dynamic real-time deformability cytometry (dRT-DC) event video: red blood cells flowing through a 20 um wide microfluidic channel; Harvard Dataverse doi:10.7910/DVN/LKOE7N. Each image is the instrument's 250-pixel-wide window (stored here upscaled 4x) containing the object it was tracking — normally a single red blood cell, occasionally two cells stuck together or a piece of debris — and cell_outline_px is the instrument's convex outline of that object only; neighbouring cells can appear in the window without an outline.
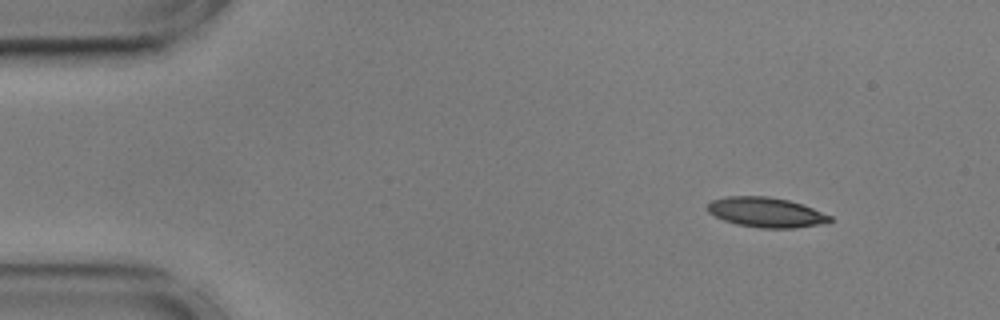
{"species": "common noctule bat (a hibernating species)", "species_latin": "Nyctalus noctula", "temperature_condition": "cold", "stored_images_in_passage": 50, "camera_frame_rate_fps": 3000, "um_per_image_px": 0.085, "animal": {"sex": "male", "body_mass_g": 17.9, "forearm_length_mm": 54.2}, "frame": {"image": 1, "passage_image": 1, "time_ms": 0.0, "image_size_px": [1000, 320], "cell_outline_px": [[832, 220], [828, 224], [796, 228], [760, 228], [736, 224], [724, 220], [708, 212], [708, 204], [712, 200], [728, 196], [768, 196], [788, 200], [812, 208], [832, 216]], "centroid_in_image_um": [65.16, 18.06], "position_along_channel_um": 19.8, "area_um2": 21.39}}
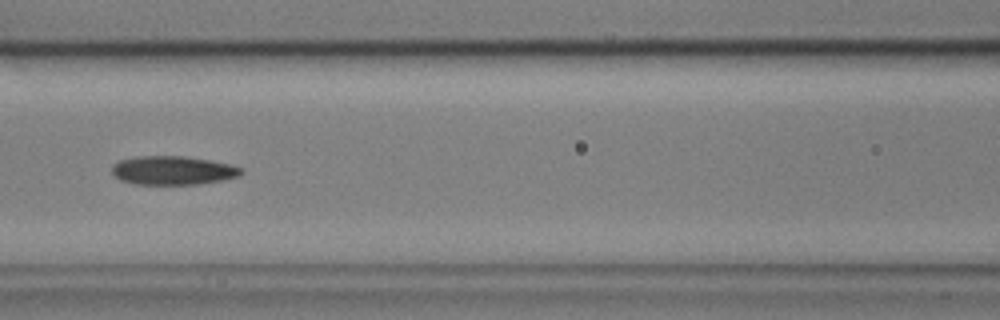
{"frame": {"image": 2, "passage_image": 19, "time_ms": 6.0, "image_size_px": [1000, 320], "cell_outline_px": [[244, 172], [240, 176], [224, 180], [200, 184], [136, 184], [120, 180], [112, 172], [112, 164], [120, 160], [136, 156], [184, 156], [232, 164], [244, 168]], "centroid_in_image_um": [14.74, 14.48], "position_along_channel_um": 151.9, "area_um2": 21.85}}
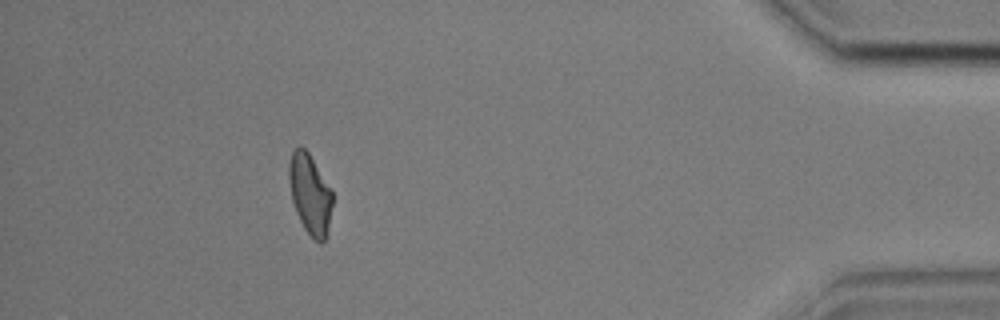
{"frame": {"image": 3, "passage_image": 45, "time_ms": 14.667, "image_size_px": [1000, 320], "cell_outline_px": [[332, 204], [328, 232], [324, 240], [320, 244], [304, 228], [296, 212], [292, 200], [288, 180], [288, 164], [292, 152], [300, 144], [308, 152], [332, 192]], "centroid_in_image_um": [26.33, 16.49], "position_along_channel_um": 408.9, "area_um2": 20.06}, "authors_computed_cell_mechanics": {"area_um2": 21.386, "velocity_mm_per_s": 3.5833, "shape_relaxation_time_tau1_ms": 7.471, "shape_relaxation_time_tau2_ms": 5.5851, "deformation_change_tau1": 0.1706, "deformation_change_tau2": 0.1414}}